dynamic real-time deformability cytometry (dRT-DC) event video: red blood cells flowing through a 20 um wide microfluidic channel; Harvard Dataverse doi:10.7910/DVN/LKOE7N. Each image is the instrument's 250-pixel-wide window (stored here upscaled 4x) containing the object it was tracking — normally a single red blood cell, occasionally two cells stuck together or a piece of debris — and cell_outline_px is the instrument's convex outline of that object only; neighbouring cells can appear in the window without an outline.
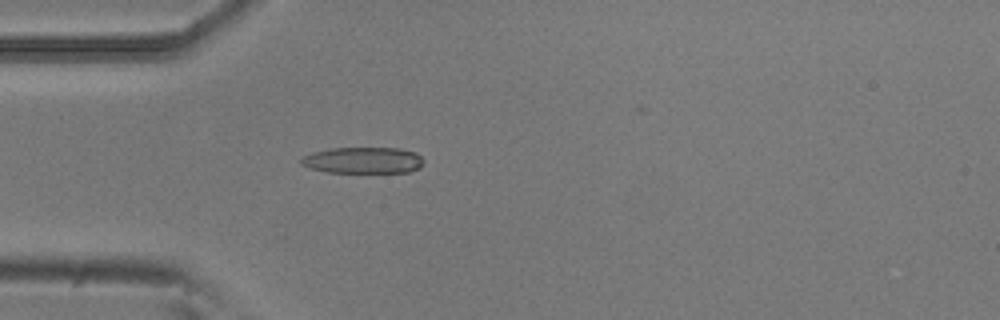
{"species": "common noctule bat (a hibernating species)", "species_latin": "Nyctalus noctula", "temperature_condition": "room temperature", "stored_images_in_passage": 53, "camera_frame_rate_fps": 3000, "um_per_image_px": 0.085, "animal": {"sex": "male", "body_mass_g": 20.5, "forearm_length_mm": 52.5}, "frame": {"image": 1, "passage_image": 15, "time_ms": 4.667, "image_size_px": [1000, 320], "cell_outline_px": [[424, 164], [420, 168], [408, 172], [328, 172], [308, 168], [300, 164], [300, 160], [304, 156], [312, 152], [332, 148], [400, 148], [416, 152], [424, 160]], "centroid_in_image_um": [30.88, 13.62], "position_along_channel_um": 54.1, "area_um2": 18.9}}
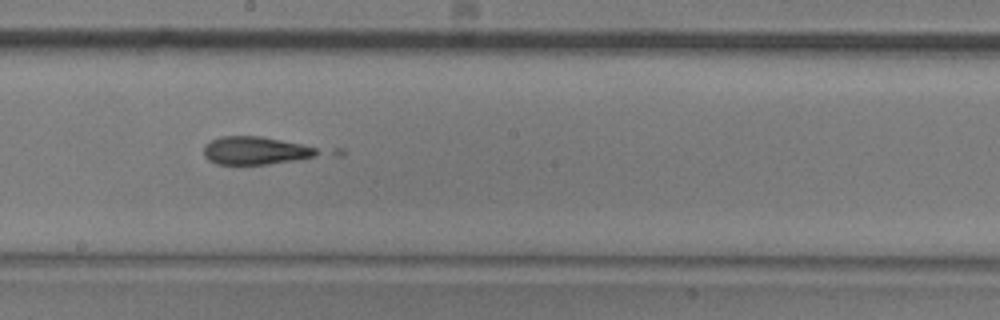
{"frame": {"image": 2, "passage_image": 29, "time_ms": 9.333, "image_size_px": [1000, 320], "cell_outline_px": [[344, 156], [268, 164], [216, 164], [208, 160], [204, 156], [204, 144], [220, 136], [260, 136], [344, 148]], "centroid_in_image_um": [22.5, 12.8], "position_along_channel_um": 225.7, "area_um2": 21.73}}
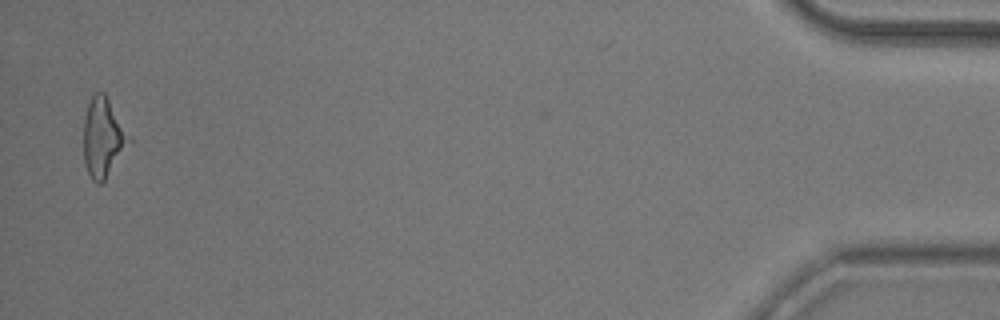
{"frame": {"image": 3, "passage_image": 52, "time_ms": 17.0, "image_size_px": [1000, 320], "cell_outline_px": [[132, 140], [104, 180], [100, 184], [96, 184], [92, 180], [84, 164], [84, 116], [88, 104], [92, 96], [96, 92], [104, 92], [132, 136]], "centroid_in_image_um": [8.77, 11.68], "position_along_channel_um": 426.4, "area_um2": 20.98}}